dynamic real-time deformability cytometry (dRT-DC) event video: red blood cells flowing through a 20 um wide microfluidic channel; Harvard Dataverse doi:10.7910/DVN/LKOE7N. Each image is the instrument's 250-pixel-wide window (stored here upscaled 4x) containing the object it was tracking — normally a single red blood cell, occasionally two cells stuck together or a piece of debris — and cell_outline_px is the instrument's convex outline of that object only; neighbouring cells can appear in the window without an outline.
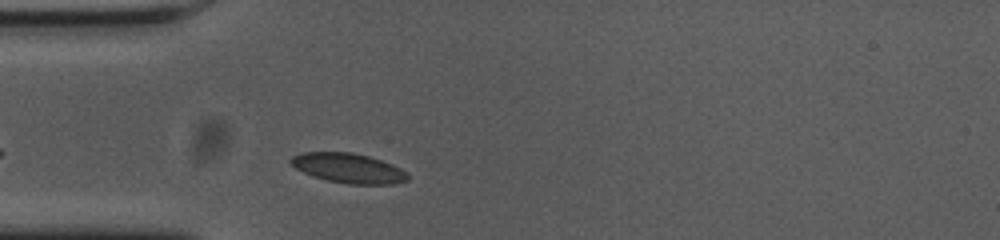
{"species": "common noctule bat (a hibernating species)", "species_latin": "Nyctalus noctula", "temperature_condition": "cold", "stored_images_in_passage": 29, "camera_frame_rate_fps": 3000, "um_per_image_px": 0.085, "animal": {"sex": "female", "body_mass_g": 23.0, "forearm_length_mm": 53.4}, "frame": {"image": 1, "passage_image": 4, "time_ms": 1.0, "image_size_px": [1000, 240], "cell_outline_px": [[408, 180], [392, 184], [348, 184], [328, 180], [312, 176], [296, 168], [288, 160], [292, 156], [300, 152], [352, 152], [368, 156], [392, 164], [408, 172]], "centroid_in_image_um": [29.61, 14.28], "position_along_channel_um": 55.4, "area_um2": 20.23}}
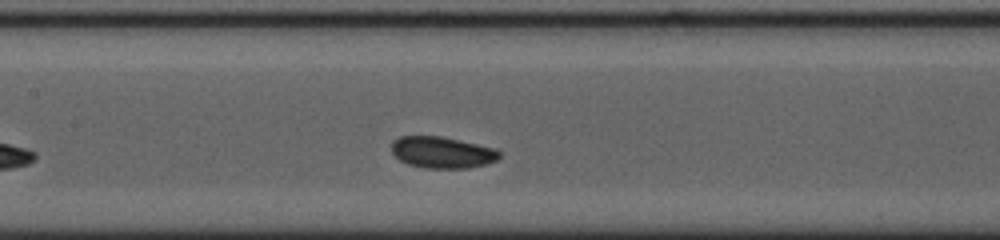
{"frame": {"image": 2, "passage_image": 14, "time_ms": 4.333, "image_size_px": [1000, 240], "cell_outline_px": [[500, 156], [496, 160], [484, 164], [468, 168], [424, 168], [408, 164], [400, 160], [392, 152], [392, 140], [400, 136], [440, 136], [476, 144], [492, 148], [500, 152]], "centroid_in_image_um": [37.53, 12.95], "position_along_channel_um": 169.9, "area_um2": 19.54}}
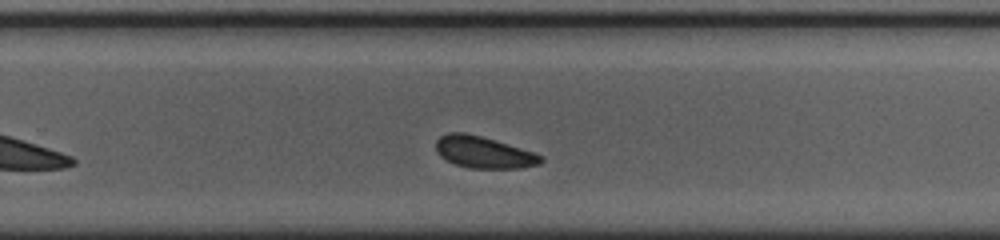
{"frame": {"image": 3, "passage_image": 24, "time_ms": 7.667, "image_size_px": [1000, 240], "cell_outline_px": [[544, 160], [540, 164], [520, 168], [468, 168], [456, 164], [440, 156], [436, 152], [436, 140], [440, 136], [448, 132], [464, 132], [480, 136], [520, 148], [544, 156]], "centroid_in_image_um": [41.09, 12.94], "position_along_channel_um": 288.7, "area_um2": 19.25}, "authors_computed_cell_mechanics": {"area_um2": 19.8254, "velocity_mm_per_s": 3.5738, "shape_relaxation_time_tau1_ms": 8.3458, "shape_relaxation_time_tau2_ms": null, "deformation_change_tau1": 0.0995, "deformation_change_tau2": null}}